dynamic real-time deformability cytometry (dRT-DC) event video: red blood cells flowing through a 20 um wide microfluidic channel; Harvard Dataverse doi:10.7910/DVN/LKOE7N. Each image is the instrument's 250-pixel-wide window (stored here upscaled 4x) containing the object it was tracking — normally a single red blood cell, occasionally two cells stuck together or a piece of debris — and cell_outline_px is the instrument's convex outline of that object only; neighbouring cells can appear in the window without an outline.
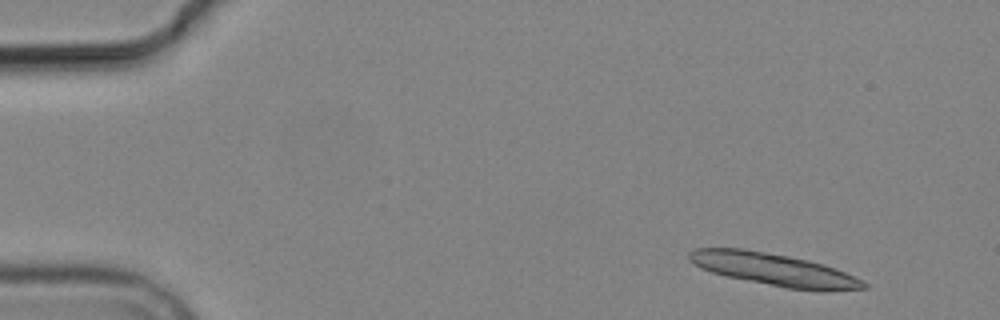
{"species": "common noctule bat (a hibernating species)", "species_latin": "Nyctalus noctula", "temperature_condition": "cold", "stored_images_in_passage": 7, "camera_frame_rate_fps": 3000, "um_per_image_px": 0.085, "animal": {"sex": "male", "body_mass_g": 19.2, "forearm_length_mm": 51.8}, "frame": {"image": 1, "passage_image": 2, "time_ms": 1.0, "image_size_px": [1000, 320], "cell_outline_px": [[868, 288], [788, 288], [728, 276], [712, 272], [700, 268], [688, 256], [688, 252], [696, 248], [744, 248], [788, 256], [808, 260], [824, 264], [864, 280], [868, 284]], "centroid_in_image_um": [65.7, 22.85], "position_along_channel_um": 19.3, "area_um2": 31.62}}
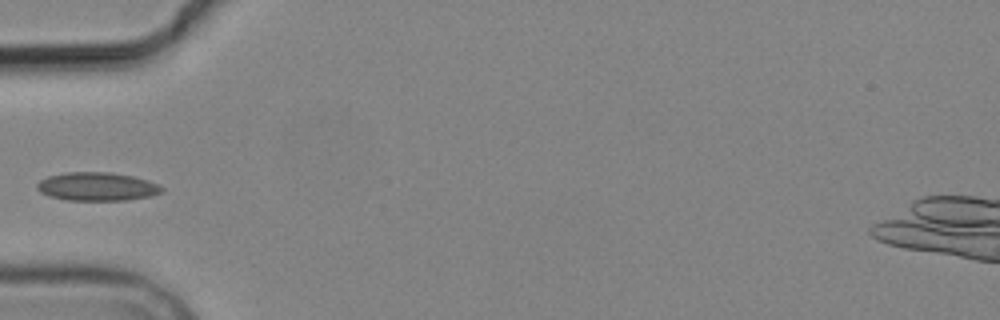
{"frame": {"image": 2, "passage_image": 6, "time_ms": 5.667, "image_size_px": [1000, 320], "cell_outline_px": [[164, 192], [152, 196], [124, 200], [64, 200], [48, 196], [40, 192], [36, 188], [36, 184], [40, 180], [48, 176], [64, 172], [108, 172], [132, 176], [148, 180], [164, 188]], "centroid_in_image_um": [8.23, 15.86], "position_along_channel_um": 76.8, "area_um2": 20.81}}
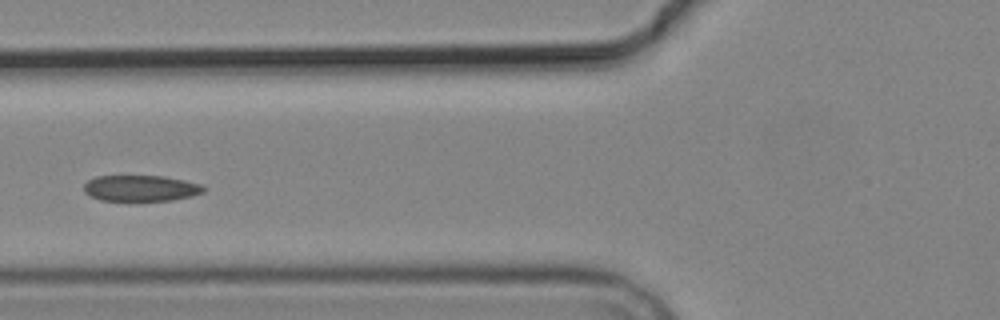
{"frame": {"image": 3, "passage_image": 7, "time_ms": 6.667, "image_size_px": [1000, 320], "cell_outline_px": [[208, 188], [204, 192], [192, 196], [172, 200], [100, 200], [84, 192], [84, 184], [88, 180], [96, 176], [164, 176], [184, 180], [200, 184]], "centroid_in_image_um": [11.99, 15.99], "position_along_channel_um": 113.8, "area_um2": 18.09}}